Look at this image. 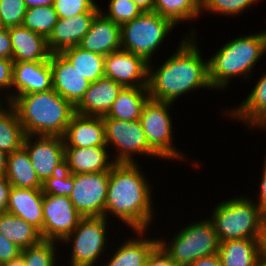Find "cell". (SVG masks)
I'll list each match as a JSON object with an SVG mask.
<instances>
[{
    "mask_svg": "<svg viewBox=\"0 0 266 266\" xmlns=\"http://www.w3.org/2000/svg\"><path fill=\"white\" fill-rule=\"evenodd\" d=\"M172 102L148 99L140 116V123L146 134L149 147L159 156V159L187 162L186 155L175 147L173 119L171 115ZM186 158V160H184ZM175 159V160H174Z\"/></svg>",
    "mask_w": 266,
    "mask_h": 266,
    "instance_id": "9c48e42d",
    "label": "cell"
},
{
    "mask_svg": "<svg viewBox=\"0 0 266 266\" xmlns=\"http://www.w3.org/2000/svg\"><path fill=\"white\" fill-rule=\"evenodd\" d=\"M11 187L12 186L6 176H0V213L7 212L9 191Z\"/></svg>",
    "mask_w": 266,
    "mask_h": 266,
    "instance_id": "f6af8a7d",
    "label": "cell"
},
{
    "mask_svg": "<svg viewBox=\"0 0 266 266\" xmlns=\"http://www.w3.org/2000/svg\"><path fill=\"white\" fill-rule=\"evenodd\" d=\"M148 99L147 87H123L105 116L126 121L139 120Z\"/></svg>",
    "mask_w": 266,
    "mask_h": 266,
    "instance_id": "4316f807",
    "label": "cell"
},
{
    "mask_svg": "<svg viewBox=\"0 0 266 266\" xmlns=\"http://www.w3.org/2000/svg\"><path fill=\"white\" fill-rule=\"evenodd\" d=\"M49 64L53 89L75 107L89 88L90 82L61 53L50 54Z\"/></svg>",
    "mask_w": 266,
    "mask_h": 266,
    "instance_id": "9a60e30c",
    "label": "cell"
},
{
    "mask_svg": "<svg viewBox=\"0 0 266 266\" xmlns=\"http://www.w3.org/2000/svg\"><path fill=\"white\" fill-rule=\"evenodd\" d=\"M154 11L168 18L177 27L180 23L200 18L201 0H154Z\"/></svg>",
    "mask_w": 266,
    "mask_h": 266,
    "instance_id": "1f68e13d",
    "label": "cell"
},
{
    "mask_svg": "<svg viewBox=\"0 0 266 266\" xmlns=\"http://www.w3.org/2000/svg\"><path fill=\"white\" fill-rule=\"evenodd\" d=\"M107 6V11L100 8V12L120 26L143 12L132 0H109Z\"/></svg>",
    "mask_w": 266,
    "mask_h": 266,
    "instance_id": "d590c367",
    "label": "cell"
},
{
    "mask_svg": "<svg viewBox=\"0 0 266 266\" xmlns=\"http://www.w3.org/2000/svg\"><path fill=\"white\" fill-rule=\"evenodd\" d=\"M146 266H178L171 257L158 245L149 255Z\"/></svg>",
    "mask_w": 266,
    "mask_h": 266,
    "instance_id": "b9f144b4",
    "label": "cell"
},
{
    "mask_svg": "<svg viewBox=\"0 0 266 266\" xmlns=\"http://www.w3.org/2000/svg\"><path fill=\"white\" fill-rule=\"evenodd\" d=\"M263 39H264V54H266V30L262 31Z\"/></svg>",
    "mask_w": 266,
    "mask_h": 266,
    "instance_id": "11a10c76",
    "label": "cell"
},
{
    "mask_svg": "<svg viewBox=\"0 0 266 266\" xmlns=\"http://www.w3.org/2000/svg\"><path fill=\"white\" fill-rule=\"evenodd\" d=\"M61 54L90 83L105 76V56L83 50L78 46L65 49Z\"/></svg>",
    "mask_w": 266,
    "mask_h": 266,
    "instance_id": "f546056e",
    "label": "cell"
},
{
    "mask_svg": "<svg viewBox=\"0 0 266 266\" xmlns=\"http://www.w3.org/2000/svg\"><path fill=\"white\" fill-rule=\"evenodd\" d=\"M13 50L8 29L0 28V58L12 59Z\"/></svg>",
    "mask_w": 266,
    "mask_h": 266,
    "instance_id": "ee69618b",
    "label": "cell"
},
{
    "mask_svg": "<svg viewBox=\"0 0 266 266\" xmlns=\"http://www.w3.org/2000/svg\"><path fill=\"white\" fill-rule=\"evenodd\" d=\"M142 11H154V0H132Z\"/></svg>",
    "mask_w": 266,
    "mask_h": 266,
    "instance_id": "c3c4849f",
    "label": "cell"
},
{
    "mask_svg": "<svg viewBox=\"0 0 266 266\" xmlns=\"http://www.w3.org/2000/svg\"><path fill=\"white\" fill-rule=\"evenodd\" d=\"M122 88V85L106 76L90 83L83 98L75 106V113L84 116L106 115Z\"/></svg>",
    "mask_w": 266,
    "mask_h": 266,
    "instance_id": "7402d4cb",
    "label": "cell"
},
{
    "mask_svg": "<svg viewBox=\"0 0 266 266\" xmlns=\"http://www.w3.org/2000/svg\"><path fill=\"white\" fill-rule=\"evenodd\" d=\"M23 147L26 149L31 164L42 183L65 169L63 137L26 135Z\"/></svg>",
    "mask_w": 266,
    "mask_h": 266,
    "instance_id": "7c38bea8",
    "label": "cell"
},
{
    "mask_svg": "<svg viewBox=\"0 0 266 266\" xmlns=\"http://www.w3.org/2000/svg\"><path fill=\"white\" fill-rule=\"evenodd\" d=\"M182 227L167 240L158 237L159 245L178 266L218 253L220 241L211 220L206 217ZM164 238V239H162Z\"/></svg>",
    "mask_w": 266,
    "mask_h": 266,
    "instance_id": "8992f818",
    "label": "cell"
},
{
    "mask_svg": "<svg viewBox=\"0 0 266 266\" xmlns=\"http://www.w3.org/2000/svg\"><path fill=\"white\" fill-rule=\"evenodd\" d=\"M73 186V174L64 169L43 182L42 191L43 194L70 196Z\"/></svg>",
    "mask_w": 266,
    "mask_h": 266,
    "instance_id": "f35d334b",
    "label": "cell"
},
{
    "mask_svg": "<svg viewBox=\"0 0 266 266\" xmlns=\"http://www.w3.org/2000/svg\"><path fill=\"white\" fill-rule=\"evenodd\" d=\"M58 19L53 5L32 7L27 8L22 25L47 39Z\"/></svg>",
    "mask_w": 266,
    "mask_h": 266,
    "instance_id": "d6a6232c",
    "label": "cell"
},
{
    "mask_svg": "<svg viewBox=\"0 0 266 266\" xmlns=\"http://www.w3.org/2000/svg\"><path fill=\"white\" fill-rule=\"evenodd\" d=\"M259 255L266 257V223L259 237Z\"/></svg>",
    "mask_w": 266,
    "mask_h": 266,
    "instance_id": "681fc988",
    "label": "cell"
},
{
    "mask_svg": "<svg viewBox=\"0 0 266 266\" xmlns=\"http://www.w3.org/2000/svg\"><path fill=\"white\" fill-rule=\"evenodd\" d=\"M264 55L262 31L227 40L215 54L208 58L211 87L213 90L224 91L232 83L231 81H234L232 79L251 78L257 62Z\"/></svg>",
    "mask_w": 266,
    "mask_h": 266,
    "instance_id": "277c9868",
    "label": "cell"
},
{
    "mask_svg": "<svg viewBox=\"0 0 266 266\" xmlns=\"http://www.w3.org/2000/svg\"><path fill=\"white\" fill-rule=\"evenodd\" d=\"M27 8L42 7L54 4V0H24Z\"/></svg>",
    "mask_w": 266,
    "mask_h": 266,
    "instance_id": "7dc6e473",
    "label": "cell"
},
{
    "mask_svg": "<svg viewBox=\"0 0 266 266\" xmlns=\"http://www.w3.org/2000/svg\"><path fill=\"white\" fill-rule=\"evenodd\" d=\"M256 2H260V0H201V15L206 12L210 15L237 17L254 6Z\"/></svg>",
    "mask_w": 266,
    "mask_h": 266,
    "instance_id": "e575fe53",
    "label": "cell"
},
{
    "mask_svg": "<svg viewBox=\"0 0 266 266\" xmlns=\"http://www.w3.org/2000/svg\"><path fill=\"white\" fill-rule=\"evenodd\" d=\"M208 218L220 242L237 239L259 240L266 220L252 197L244 194L218 202Z\"/></svg>",
    "mask_w": 266,
    "mask_h": 266,
    "instance_id": "5b68a950",
    "label": "cell"
},
{
    "mask_svg": "<svg viewBox=\"0 0 266 266\" xmlns=\"http://www.w3.org/2000/svg\"><path fill=\"white\" fill-rule=\"evenodd\" d=\"M78 47L103 56L118 51L121 49V26L99 11Z\"/></svg>",
    "mask_w": 266,
    "mask_h": 266,
    "instance_id": "ac0fdd59",
    "label": "cell"
},
{
    "mask_svg": "<svg viewBox=\"0 0 266 266\" xmlns=\"http://www.w3.org/2000/svg\"><path fill=\"white\" fill-rule=\"evenodd\" d=\"M5 176L12 187L42 189V182L35 172L26 149L8 154Z\"/></svg>",
    "mask_w": 266,
    "mask_h": 266,
    "instance_id": "484cf974",
    "label": "cell"
},
{
    "mask_svg": "<svg viewBox=\"0 0 266 266\" xmlns=\"http://www.w3.org/2000/svg\"><path fill=\"white\" fill-rule=\"evenodd\" d=\"M107 147H65V169L71 174L110 171L115 162Z\"/></svg>",
    "mask_w": 266,
    "mask_h": 266,
    "instance_id": "603a6c76",
    "label": "cell"
},
{
    "mask_svg": "<svg viewBox=\"0 0 266 266\" xmlns=\"http://www.w3.org/2000/svg\"><path fill=\"white\" fill-rule=\"evenodd\" d=\"M21 249L0 233V265L20 256Z\"/></svg>",
    "mask_w": 266,
    "mask_h": 266,
    "instance_id": "60d3db41",
    "label": "cell"
},
{
    "mask_svg": "<svg viewBox=\"0 0 266 266\" xmlns=\"http://www.w3.org/2000/svg\"><path fill=\"white\" fill-rule=\"evenodd\" d=\"M189 266H222V263L218 254H215L212 256L199 258Z\"/></svg>",
    "mask_w": 266,
    "mask_h": 266,
    "instance_id": "bcb514c9",
    "label": "cell"
},
{
    "mask_svg": "<svg viewBox=\"0 0 266 266\" xmlns=\"http://www.w3.org/2000/svg\"><path fill=\"white\" fill-rule=\"evenodd\" d=\"M13 50V62H42L49 60L47 39L23 25L8 27Z\"/></svg>",
    "mask_w": 266,
    "mask_h": 266,
    "instance_id": "cb8c5ba5",
    "label": "cell"
},
{
    "mask_svg": "<svg viewBox=\"0 0 266 266\" xmlns=\"http://www.w3.org/2000/svg\"><path fill=\"white\" fill-rule=\"evenodd\" d=\"M27 10L24 0H0V21L2 27L20 26L23 24Z\"/></svg>",
    "mask_w": 266,
    "mask_h": 266,
    "instance_id": "74e56055",
    "label": "cell"
},
{
    "mask_svg": "<svg viewBox=\"0 0 266 266\" xmlns=\"http://www.w3.org/2000/svg\"><path fill=\"white\" fill-rule=\"evenodd\" d=\"M25 136L17 112L9 102L0 111V150L10 154L20 149L23 146Z\"/></svg>",
    "mask_w": 266,
    "mask_h": 266,
    "instance_id": "4dcf8cb0",
    "label": "cell"
},
{
    "mask_svg": "<svg viewBox=\"0 0 266 266\" xmlns=\"http://www.w3.org/2000/svg\"><path fill=\"white\" fill-rule=\"evenodd\" d=\"M109 177L110 171L73 174L69 198L82 217H105Z\"/></svg>",
    "mask_w": 266,
    "mask_h": 266,
    "instance_id": "8fae6325",
    "label": "cell"
},
{
    "mask_svg": "<svg viewBox=\"0 0 266 266\" xmlns=\"http://www.w3.org/2000/svg\"><path fill=\"white\" fill-rule=\"evenodd\" d=\"M194 29L180 38L176 51L164 63L157 66L149 62L147 89L150 99L173 103L182 95L200 88L213 91L208 59L204 60L201 55Z\"/></svg>",
    "mask_w": 266,
    "mask_h": 266,
    "instance_id": "6da1fadb",
    "label": "cell"
},
{
    "mask_svg": "<svg viewBox=\"0 0 266 266\" xmlns=\"http://www.w3.org/2000/svg\"><path fill=\"white\" fill-rule=\"evenodd\" d=\"M13 64L12 59L0 58V93L6 92L4 96L9 102L12 101Z\"/></svg>",
    "mask_w": 266,
    "mask_h": 266,
    "instance_id": "ab89813d",
    "label": "cell"
},
{
    "mask_svg": "<svg viewBox=\"0 0 266 266\" xmlns=\"http://www.w3.org/2000/svg\"><path fill=\"white\" fill-rule=\"evenodd\" d=\"M0 266H26L23 258L19 256L16 259L10 260L7 263L1 264Z\"/></svg>",
    "mask_w": 266,
    "mask_h": 266,
    "instance_id": "816d5d0a",
    "label": "cell"
},
{
    "mask_svg": "<svg viewBox=\"0 0 266 266\" xmlns=\"http://www.w3.org/2000/svg\"><path fill=\"white\" fill-rule=\"evenodd\" d=\"M25 135L63 137L75 107L54 89L16 96L11 102Z\"/></svg>",
    "mask_w": 266,
    "mask_h": 266,
    "instance_id": "3957f363",
    "label": "cell"
},
{
    "mask_svg": "<svg viewBox=\"0 0 266 266\" xmlns=\"http://www.w3.org/2000/svg\"><path fill=\"white\" fill-rule=\"evenodd\" d=\"M0 233L21 250L38 245L43 240L36 227L8 212L0 213Z\"/></svg>",
    "mask_w": 266,
    "mask_h": 266,
    "instance_id": "83f0119b",
    "label": "cell"
},
{
    "mask_svg": "<svg viewBox=\"0 0 266 266\" xmlns=\"http://www.w3.org/2000/svg\"><path fill=\"white\" fill-rule=\"evenodd\" d=\"M134 232L137 236L134 234L133 237H127L119 247L116 244V248H112L115 253L112 251L111 256L106 254L108 259L102 262L101 266H146L149 255L159 245L158 238L149 236L148 230Z\"/></svg>",
    "mask_w": 266,
    "mask_h": 266,
    "instance_id": "d6986e66",
    "label": "cell"
},
{
    "mask_svg": "<svg viewBox=\"0 0 266 266\" xmlns=\"http://www.w3.org/2000/svg\"><path fill=\"white\" fill-rule=\"evenodd\" d=\"M107 147L115 163H136L138 157H159L148 144L139 120L126 121L102 116ZM112 146V147H111ZM114 147V149H113ZM135 156V157H134ZM152 156V157H151Z\"/></svg>",
    "mask_w": 266,
    "mask_h": 266,
    "instance_id": "30bf717a",
    "label": "cell"
},
{
    "mask_svg": "<svg viewBox=\"0 0 266 266\" xmlns=\"http://www.w3.org/2000/svg\"><path fill=\"white\" fill-rule=\"evenodd\" d=\"M108 223L109 220L105 217L81 218L78 226L59 244L61 245L59 248L62 245H70L71 254H67L70 256L69 266H97L98 261H102L104 255L107 254L105 251L111 245L108 243L110 241L107 235L110 234L107 230Z\"/></svg>",
    "mask_w": 266,
    "mask_h": 266,
    "instance_id": "ba28073f",
    "label": "cell"
},
{
    "mask_svg": "<svg viewBox=\"0 0 266 266\" xmlns=\"http://www.w3.org/2000/svg\"><path fill=\"white\" fill-rule=\"evenodd\" d=\"M58 242L42 240L38 245L21 250L20 256L26 266H57L61 259L57 251Z\"/></svg>",
    "mask_w": 266,
    "mask_h": 266,
    "instance_id": "836d02e7",
    "label": "cell"
},
{
    "mask_svg": "<svg viewBox=\"0 0 266 266\" xmlns=\"http://www.w3.org/2000/svg\"><path fill=\"white\" fill-rule=\"evenodd\" d=\"M12 88V100L16 96L53 89L49 60L14 62Z\"/></svg>",
    "mask_w": 266,
    "mask_h": 266,
    "instance_id": "e0dca14e",
    "label": "cell"
},
{
    "mask_svg": "<svg viewBox=\"0 0 266 266\" xmlns=\"http://www.w3.org/2000/svg\"><path fill=\"white\" fill-rule=\"evenodd\" d=\"M264 163H263V172L262 173V178L260 179V186L257 191L259 193L257 194V200L253 199V201L257 204V206L260 208L261 214L263 218L266 220V155L264 156Z\"/></svg>",
    "mask_w": 266,
    "mask_h": 266,
    "instance_id": "7bdbcfd3",
    "label": "cell"
},
{
    "mask_svg": "<svg viewBox=\"0 0 266 266\" xmlns=\"http://www.w3.org/2000/svg\"><path fill=\"white\" fill-rule=\"evenodd\" d=\"M43 199L42 189L11 187L7 212L24 219L41 231L43 229Z\"/></svg>",
    "mask_w": 266,
    "mask_h": 266,
    "instance_id": "d4e9b609",
    "label": "cell"
},
{
    "mask_svg": "<svg viewBox=\"0 0 266 266\" xmlns=\"http://www.w3.org/2000/svg\"><path fill=\"white\" fill-rule=\"evenodd\" d=\"M65 147H107L102 116L74 114L63 136Z\"/></svg>",
    "mask_w": 266,
    "mask_h": 266,
    "instance_id": "44dd1931",
    "label": "cell"
},
{
    "mask_svg": "<svg viewBox=\"0 0 266 266\" xmlns=\"http://www.w3.org/2000/svg\"><path fill=\"white\" fill-rule=\"evenodd\" d=\"M8 154L0 150V176L5 175Z\"/></svg>",
    "mask_w": 266,
    "mask_h": 266,
    "instance_id": "f907efd6",
    "label": "cell"
},
{
    "mask_svg": "<svg viewBox=\"0 0 266 266\" xmlns=\"http://www.w3.org/2000/svg\"><path fill=\"white\" fill-rule=\"evenodd\" d=\"M81 218L69 196L44 194L42 239L61 244L78 226Z\"/></svg>",
    "mask_w": 266,
    "mask_h": 266,
    "instance_id": "4fadbf2b",
    "label": "cell"
},
{
    "mask_svg": "<svg viewBox=\"0 0 266 266\" xmlns=\"http://www.w3.org/2000/svg\"><path fill=\"white\" fill-rule=\"evenodd\" d=\"M218 256L222 266H256L259 241L253 239L226 240L220 242Z\"/></svg>",
    "mask_w": 266,
    "mask_h": 266,
    "instance_id": "f1b7e54d",
    "label": "cell"
},
{
    "mask_svg": "<svg viewBox=\"0 0 266 266\" xmlns=\"http://www.w3.org/2000/svg\"><path fill=\"white\" fill-rule=\"evenodd\" d=\"M148 62L125 50L111 52L104 58V74L123 87H147Z\"/></svg>",
    "mask_w": 266,
    "mask_h": 266,
    "instance_id": "5bb4252c",
    "label": "cell"
},
{
    "mask_svg": "<svg viewBox=\"0 0 266 266\" xmlns=\"http://www.w3.org/2000/svg\"><path fill=\"white\" fill-rule=\"evenodd\" d=\"M2 99H3V101H2ZM4 104H6V105H4ZM7 104H9V101L7 100V98H5V96H3L2 93H0V111L3 110L7 106Z\"/></svg>",
    "mask_w": 266,
    "mask_h": 266,
    "instance_id": "f5cc1de1",
    "label": "cell"
},
{
    "mask_svg": "<svg viewBox=\"0 0 266 266\" xmlns=\"http://www.w3.org/2000/svg\"><path fill=\"white\" fill-rule=\"evenodd\" d=\"M175 26L155 11H143L121 25V49L143 57L148 63L153 62V56Z\"/></svg>",
    "mask_w": 266,
    "mask_h": 266,
    "instance_id": "52a82bcc",
    "label": "cell"
},
{
    "mask_svg": "<svg viewBox=\"0 0 266 266\" xmlns=\"http://www.w3.org/2000/svg\"><path fill=\"white\" fill-rule=\"evenodd\" d=\"M97 13L85 12L69 18H59L47 38L50 53H61L65 49L78 46Z\"/></svg>",
    "mask_w": 266,
    "mask_h": 266,
    "instance_id": "ffe728a7",
    "label": "cell"
},
{
    "mask_svg": "<svg viewBox=\"0 0 266 266\" xmlns=\"http://www.w3.org/2000/svg\"><path fill=\"white\" fill-rule=\"evenodd\" d=\"M139 165L136 162L115 163L112 166L105 204V218L110 219L111 215V218L116 217L132 229L131 233L134 230L151 231L149 228L151 223L154 224L156 208L153 207L150 180Z\"/></svg>",
    "mask_w": 266,
    "mask_h": 266,
    "instance_id": "7a4b0ae2",
    "label": "cell"
},
{
    "mask_svg": "<svg viewBox=\"0 0 266 266\" xmlns=\"http://www.w3.org/2000/svg\"><path fill=\"white\" fill-rule=\"evenodd\" d=\"M256 266H266V257L258 256Z\"/></svg>",
    "mask_w": 266,
    "mask_h": 266,
    "instance_id": "db71d44e",
    "label": "cell"
},
{
    "mask_svg": "<svg viewBox=\"0 0 266 266\" xmlns=\"http://www.w3.org/2000/svg\"><path fill=\"white\" fill-rule=\"evenodd\" d=\"M261 74L248 96L237 107L235 105L231 110H228L229 107L225 109L223 114L235 119L233 121L244 122L243 125L247 126L249 131H266V72Z\"/></svg>",
    "mask_w": 266,
    "mask_h": 266,
    "instance_id": "2e32d148",
    "label": "cell"
},
{
    "mask_svg": "<svg viewBox=\"0 0 266 266\" xmlns=\"http://www.w3.org/2000/svg\"><path fill=\"white\" fill-rule=\"evenodd\" d=\"M53 6L58 18H69L85 12H99L101 8L95 0H54Z\"/></svg>",
    "mask_w": 266,
    "mask_h": 266,
    "instance_id": "8d00e7d4",
    "label": "cell"
}]
</instances>
